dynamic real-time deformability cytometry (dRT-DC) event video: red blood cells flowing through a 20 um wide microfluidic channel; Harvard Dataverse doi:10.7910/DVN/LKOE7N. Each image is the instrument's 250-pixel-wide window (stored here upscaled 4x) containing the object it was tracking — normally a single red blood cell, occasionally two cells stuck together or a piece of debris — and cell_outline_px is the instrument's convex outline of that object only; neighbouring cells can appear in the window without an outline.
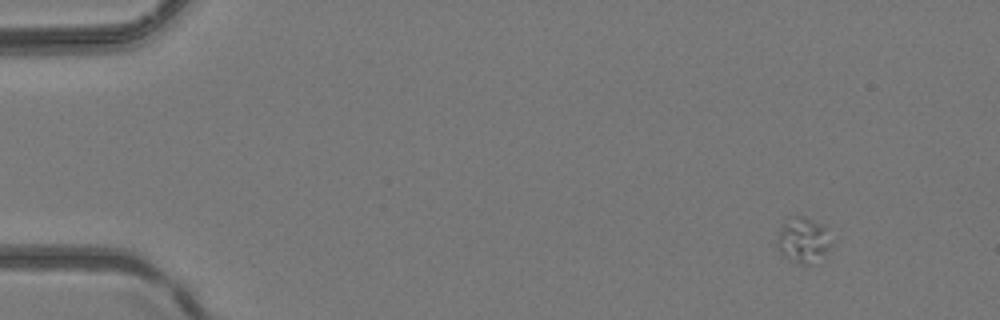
{"species": "common noctule bat (a hibernating species)", "species_latin": "Nyctalus noctula", "temperature_condition": "room temperature", "stored_images_in_passage": 3, "camera_frame_rate_fps": 3000, "um_per_image_px": 0.085, "animal": {"sex": "female", "body_mass_g": 24.6, "forearm_length_mm": 56.2}, "frame": {"image": 1, "passage_image": 1, "time_ms": 0.0, "image_size_px": [1000, 320], "cell_outline_px": [[832, 244], [824, 256], [812, 264], [804, 264], [792, 260], [784, 256], [780, 252], [776, 244], [776, 240], [784, 224], [792, 216], [804, 216], [824, 224]], "centroid_in_image_um": [68.3, 20.41], "position_along_channel_um": 16.7, "area_um2": 14.22}}